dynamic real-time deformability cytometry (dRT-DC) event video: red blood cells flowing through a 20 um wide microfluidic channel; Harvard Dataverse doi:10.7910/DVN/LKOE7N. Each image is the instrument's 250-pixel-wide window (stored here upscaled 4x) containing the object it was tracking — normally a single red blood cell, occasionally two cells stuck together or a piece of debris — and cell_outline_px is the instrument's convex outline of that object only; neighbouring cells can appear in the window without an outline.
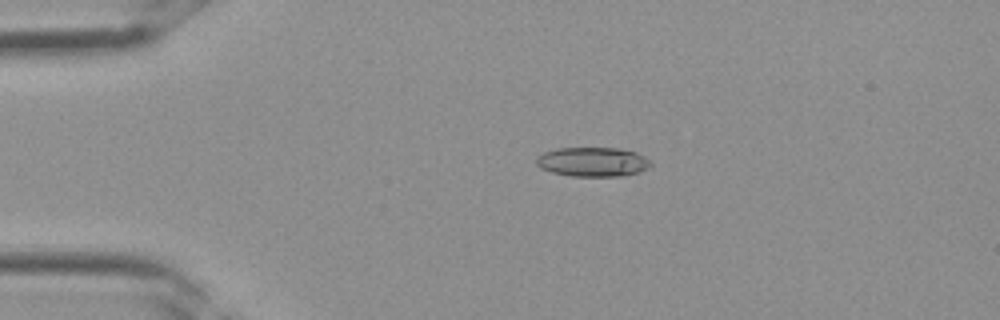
{"species": "Egyptian fruit bat (a non-hibernating species)", "species_latin": "Rousettus aegyptiacus", "temperature_condition": "room temperature", "stored_images_in_passage": 3, "camera_frame_rate_fps": 3000, "um_per_image_px": 0.085, "frame": {"image": 1, "passage_image": 2, "time_ms": 0.333, "image_size_px": [1000, 320], "cell_outline_px": [[652, 164], [648, 168], [640, 172], [620, 176], [572, 176], [552, 172], [540, 168], [536, 164], [536, 156], [544, 152], [556, 148], [620, 148], [636, 152], [644, 156]], "centroid_in_image_um": [50.37, 13.75], "position_along_channel_um": 34.6, "area_um2": 19.65}}